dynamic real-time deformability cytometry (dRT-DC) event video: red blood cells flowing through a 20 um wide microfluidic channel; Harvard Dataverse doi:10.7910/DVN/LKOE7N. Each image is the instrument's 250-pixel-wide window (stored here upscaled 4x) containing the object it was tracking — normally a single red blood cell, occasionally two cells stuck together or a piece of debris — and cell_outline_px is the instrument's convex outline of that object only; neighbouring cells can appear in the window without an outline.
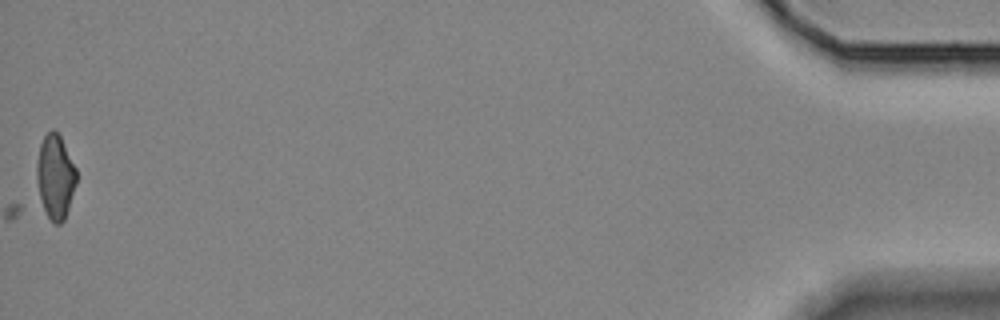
{"species": "Egyptian fruit bat (a non-hibernating species)", "species_latin": "Rousettus aegyptiacus", "temperature_condition": "room temperature", "stored_images_in_passage": 35, "camera_frame_rate_fps": 3000, "um_per_image_px": 0.085, "animal": {"sex": "female"}, "frame": {"image": 1, "passage_image": 35, "time_ms": 11.333, "image_size_px": [1000, 320], "cell_outline_px": [[76, 184], [64, 220], [60, 224], [52, 224], [44, 208], [40, 196], [36, 180], [36, 160], [40, 144], [44, 136], [52, 128], [60, 136], [76, 168]], "centroid_in_image_um": [4.69, 15.01], "position_along_channel_um": 430.5, "area_um2": 19.36}}